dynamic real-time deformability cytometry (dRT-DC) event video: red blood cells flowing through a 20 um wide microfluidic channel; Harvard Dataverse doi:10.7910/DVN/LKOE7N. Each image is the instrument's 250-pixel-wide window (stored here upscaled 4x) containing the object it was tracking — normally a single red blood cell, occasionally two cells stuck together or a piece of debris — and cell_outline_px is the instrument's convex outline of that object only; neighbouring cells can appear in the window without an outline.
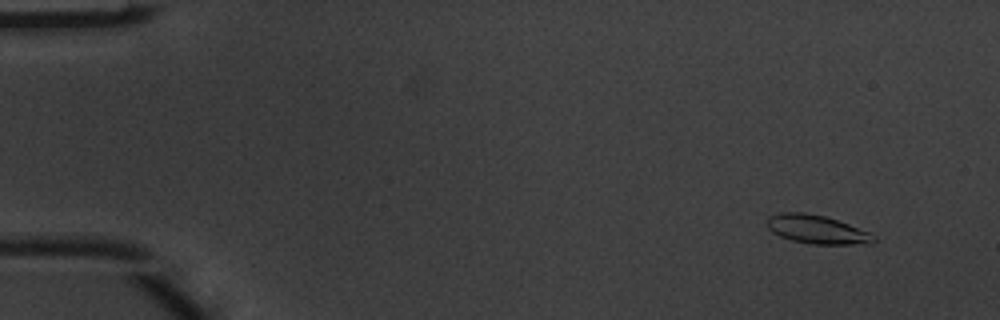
{"species": "common noctule bat (a hibernating species)", "species_latin": "Nyctalus noctula", "temperature_condition": "warm", "stored_images_in_passage": 5, "camera_frame_rate_fps": 3000, "um_per_image_px": 0.085, "animal": {"sex": "male", "body_mass_g": 20.1, "forearm_length_mm": 53.5}, "frame": {"image": 1, "passage_image": 2, "time_ms": 0.333, "image_size_px": [1000, 320], "cell_outline_px": [[876, 240], [872, 244], [812, 244], [792, 240], [780, 236], [772, 232], [768, 228], [768, 216], [780, 212], [804, 212], [824, 216], [848, 224], [868, 232], [876, 236]], "centroid_in_image_um": [69.44, 19.5], "position_along_channel_um": 15.6, "area_um2": 17.69}}
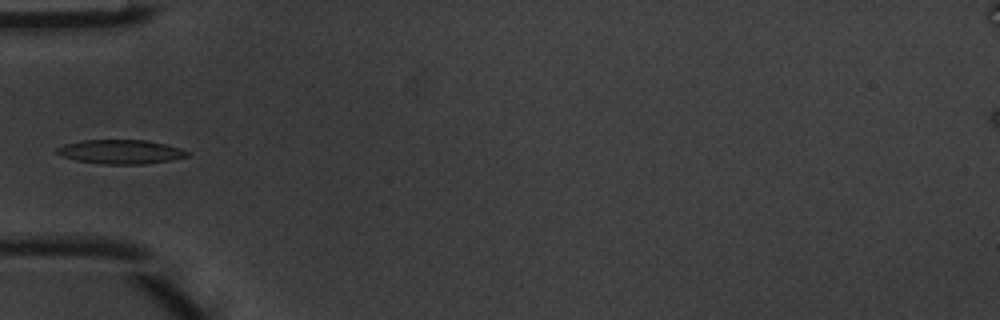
{"frame": {"image": 2, "passage_image": 5, "time_ms": 1.333, "image_size_px": [1000, 320], "cell_outline_px": [[192, 152], [188, 156], [172, 160], [144, 164], [104, 164], [76, 160], [64, 156], [56, 152], [56, 148], [64, 144], [84, 140], [148, 140], [180, 148]], "centroid_in_image_um": [10.3, 12.9], "position_along_channel_um": 74.7, "area_um2": 18.26}}